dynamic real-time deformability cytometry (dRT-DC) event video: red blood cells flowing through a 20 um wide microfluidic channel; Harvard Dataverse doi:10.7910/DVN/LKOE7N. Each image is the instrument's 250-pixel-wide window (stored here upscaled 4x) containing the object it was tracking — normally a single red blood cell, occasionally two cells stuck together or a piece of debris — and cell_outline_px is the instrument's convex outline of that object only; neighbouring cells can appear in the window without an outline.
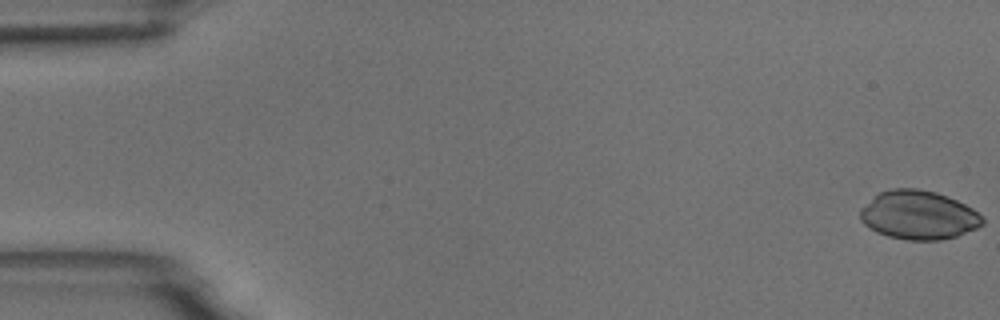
{"species": "common noctule bat (a hibernating species)", "species_latin": "Nyctalus noctula", "temperature_condition": "room temperature", "stored_images_in_passage": 55, "camera_frame_rate_fps": 3000, "um_per_image_px": 0.085, "animal": {"sex": "male", "body_mass_g": 18.8}, "frame": {"image": 1, "passage_image": 1, "time_ms": 0.0, "image_size_px": [1000, 320], "cell_outline_px": [[984, 224], [976, 228], [956, 236], [940, 240], [908, 240], [888, 236], [876, 232], [868, 228], [860, 220], [860, 208], [880, 192], [892, 188], [916, 188], [936, 192], [948, 196], [972, 208], [984, 216]], "centroid_in_image_um": [78.08, 18.28], "position_along_channel_um": 6.9, "area_um2": 34.85}}